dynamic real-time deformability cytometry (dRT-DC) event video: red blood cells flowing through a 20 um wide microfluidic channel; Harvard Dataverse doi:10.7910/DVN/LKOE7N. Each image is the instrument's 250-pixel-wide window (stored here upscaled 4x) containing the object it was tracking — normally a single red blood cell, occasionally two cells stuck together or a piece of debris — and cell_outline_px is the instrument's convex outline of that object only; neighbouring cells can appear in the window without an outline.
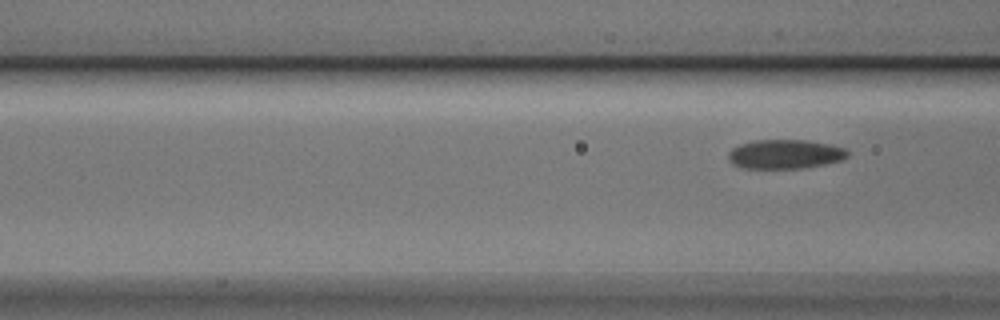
{"species": "Egyptian fruit bat (a non-hibernating species)", "species_latin": "Rousettus aegyptiacus", "temperature_condition": "cold", "stored_images_in_passage": 5, "segment_of_instrument_passage": [2, 2], "camera_frame_rate_fps": 3000, "um_per_image_px": 0.085, "animal": {"sex": "male"}, "frame": {"image": 1, "passage_image": 5, "time_ms": 1.333, "image_size_px": [1000, 320], "cell_outline_px": [[848, 156], [844, 160], [828, 164], [800, 168], [744, 168], [732, 164], [728, 160], [728, 152], [732, 148], [740, 144], [752, 140], [804, 140], [832, 144], [844, 148], [848, 152]], "centroid_in_image_um": [66.74, 13.1], "position_along_channel_um": 99.9, "area_um2": 20.52}}